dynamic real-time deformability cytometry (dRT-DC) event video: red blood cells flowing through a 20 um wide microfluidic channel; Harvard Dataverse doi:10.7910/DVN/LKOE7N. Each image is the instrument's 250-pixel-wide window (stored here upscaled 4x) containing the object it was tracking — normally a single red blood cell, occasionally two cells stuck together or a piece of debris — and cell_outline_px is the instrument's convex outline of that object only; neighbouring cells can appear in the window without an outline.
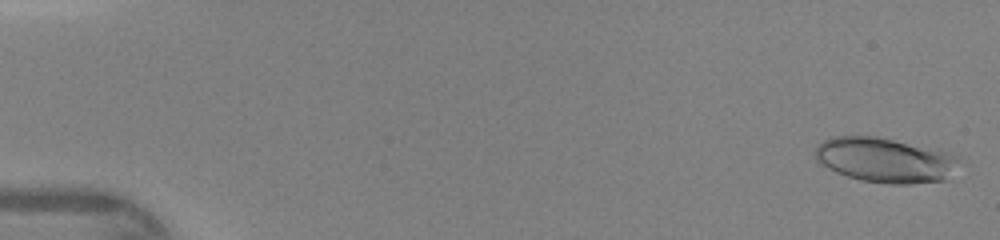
{"species": "human", "species_latin": "Homo sapiens", "temperature_condition": "warm", "stored_images_in_passage": 47, "camera_frame_rate_fps": 3000, "um_per_image_px": 0.085, "donor": {"sex": "female"}, "frame": {"image": 1, "passage_image": 2, "time_ms": 0.333, "image_size_px": [1000, 240], "cell_outline_px": [[956, 160], [944, 180], [908, 184], [888, 184], [860, 180], [836, 172], [816, 160], [816, 148], [824, 140], [836, 136], [876, 136], [940, 148], [956, 156]], "centroid_in_image_um": [75.2, 13.58], "position_along_channel_um": 9.8, "area_um2": 37.17}}
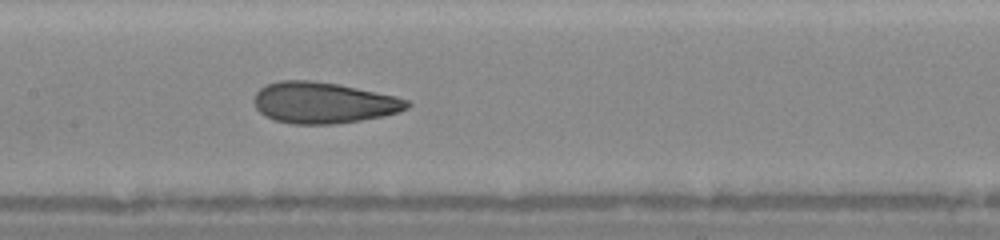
{"frame": {"image": 2, "passage_image": 24, "time_ms": 7.667, "image_size_px": [1000, 240], "cell_outline_px": [[412, 104], [408, 108], [400, 112], [384, 116], [360, 120], [332, 124], [292, 124], [276, 120], [264, 116], [256, 108], [252, 100], [256, 92], [260, 88], [268, 84], [280, 80], [308, 80], [340, 84], [396, 96], [408, 100]], "centroid_in_image_um": [27.5, 8.73], "position_along_channel_um": 179.9, "area_um2": 36.93}}
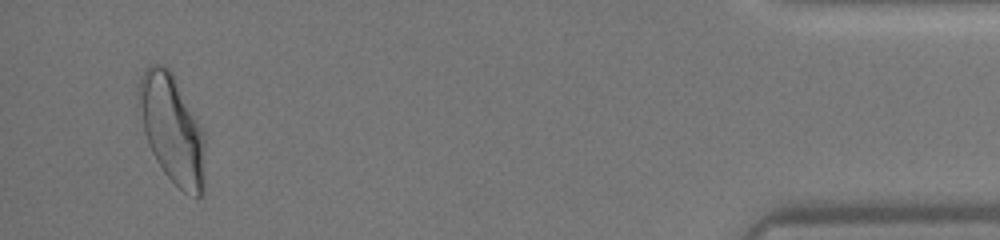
{"frame": {"image": 3, "passage_image": 45, "time_ms": 14.667, "image_size_px": [1000, 240], "cell_outline_px": [[204, 188], [200, 196], [196, 200], [184, 192], [164, 172], [156, 160], [148, 144], [144, 132], [136, 104], [136, 92], [144, 68], [152, 64], [160, 64], [168, 68], [172, 72], [200, 124], [204, 136]], "centroid_in_image_um": [14.6, 10.96], "position_along_channel_um": 420.6, "area_um2": 42.19}}